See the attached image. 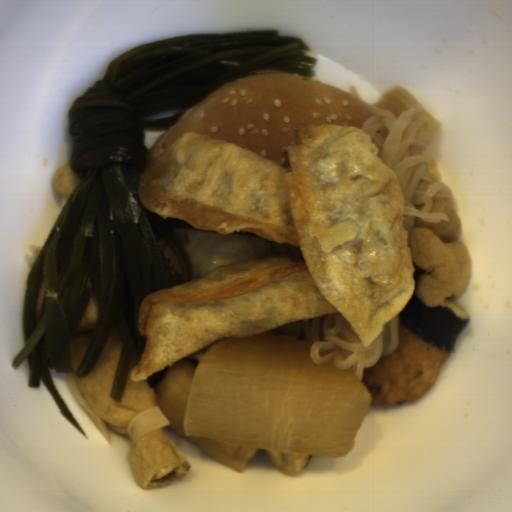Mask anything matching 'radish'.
<instances>
[{"label": "radish", "instance_id": "1f323893", "mask_svg": "<svg viewBox=\"0 0 512 512\" xmlns=\"http://www.w3.org/2000/svg\"><path fill=\"white\" fill-rule=\"evenodd\" d=\"M313 342L271 329L218 339L199 359L186 437L302 456H347L371 394L354 367L314 363Z\"/></svg>", "mask_w": 512, "mask_h": 512}]
</instances>
